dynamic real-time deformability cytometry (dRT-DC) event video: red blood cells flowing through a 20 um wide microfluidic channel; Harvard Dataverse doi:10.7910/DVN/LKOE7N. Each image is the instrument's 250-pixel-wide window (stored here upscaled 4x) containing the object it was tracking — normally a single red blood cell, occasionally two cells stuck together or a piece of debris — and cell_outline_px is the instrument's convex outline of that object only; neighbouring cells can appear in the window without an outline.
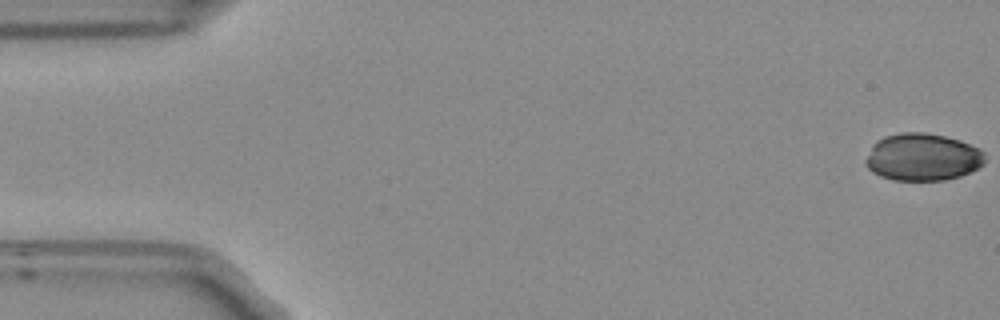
{"species": "Egyptian fruit bat (a non-hibernating species)", "species_latin": "Rousettus aegyptiacus", "temperature_condition": "room temperature", "stored_images_in_passage": 54, "camera_frame_rate_fps": 3000, "um_per_image_px": 0.085, "frame": {"image": 1, "passage_image": 1, "time_ms": 0.0, "image_size_px": [1000, 320], "cell_outline_px": [[984, 164], [960, 176], [944, 180], [892, 180], [880, 176], [872, 172], [864, 164], [864, 160], [872, 144], [876, 140], [884, 136], [900, 132], [924, 132], [944, 136], [960, 140], [980, 148], [984, 152]], "centroid_in_image_um": [78.38, 13.34], "position_along_channel_um": 6.6, "area_um2": 33.18}}
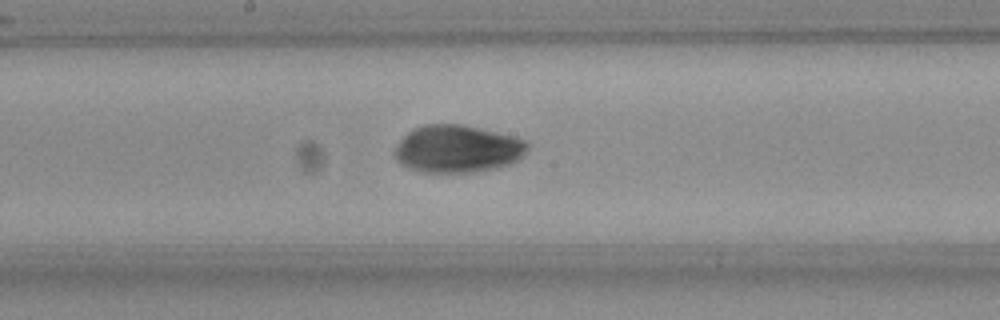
{"frame": {"image": 2, "passage_image": 28, "time_ms": 9.0, "image_size_px": [1000, 320], "cell_outline_px": [[528, 148], [512, 164], [496, 168], [476, 172], [420, 172], [408, 168], [400, 164], [396, 160], [396, 148], [400, 140], [412, 128], [424, 124], [464, 124], [516, 136], [528, 140]], "centroid_in_image_um": [38.9, 12.64], "position_along_channel_um": 209.3, "area_um2": 37.05}}
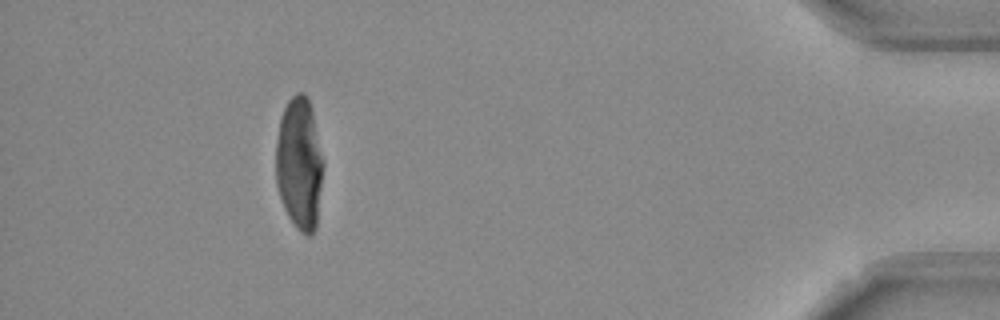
{"frame": {"image": 3, "passage_image": 49, "time_ms": 16.0, "image_size_px": [1000, 320], "cell_outline_px": [[324, 164], [316, 228], [312, 236], [308, 236], [300, 232], [296, 228], [288, 216], [284, 208], [276, 184], [276, 144], [280, 116], [288, 100], [296, 92], [304, 92], [308, 96], [312, 108], [324, 160]], "centroid_in_image_um": [25.46, 13.89], "position_along_channel_um": 409.7, "area_um2": 37.17}}